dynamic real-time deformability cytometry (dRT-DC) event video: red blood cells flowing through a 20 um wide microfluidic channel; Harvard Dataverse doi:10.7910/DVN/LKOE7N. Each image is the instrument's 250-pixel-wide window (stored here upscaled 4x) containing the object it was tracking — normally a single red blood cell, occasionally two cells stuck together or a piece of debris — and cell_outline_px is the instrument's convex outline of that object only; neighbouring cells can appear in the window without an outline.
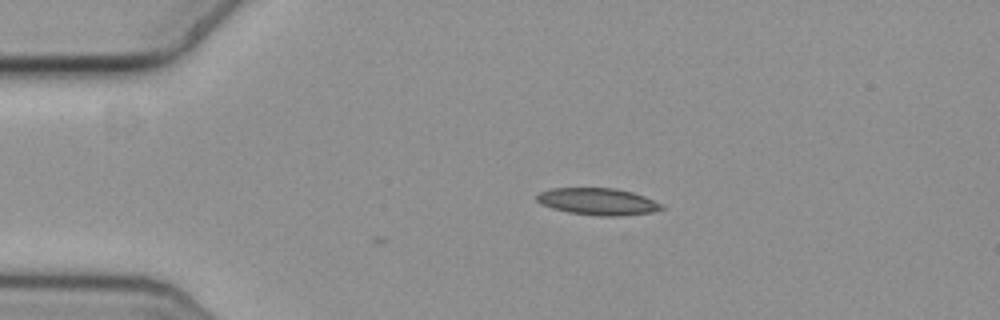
{"species": "common noctule bat (a hibernating species)", "species_latin": "Nyctalus noctula", "temperature_condition": "cold", "stored_images_in_passage": 2, "camera_frame_rate_fps": 3000, "um_per_image_px": 0.085, "animal": {"sex": "female", "body_mass_g": 19.3, "forearm_length_mm": 54.1}, "frame": {"image": 1, "passage_image": 2, "time_ms": 0.333, "image_size_px": [1000, 320], "cell_outline_px": [[668, 208], [652, 212], [620, 216], [596, 216], [568, 212], [552, 208], [540, 204], [536, 200], [536, 196], [540, 192], [552, 188], [616, 188], [632, 192], [644, 196], [664, 204]], "centroid_in_image_um": [50.85, 17.14], "position_along_channel_um": 34.1, "area_um2": 19.83}}